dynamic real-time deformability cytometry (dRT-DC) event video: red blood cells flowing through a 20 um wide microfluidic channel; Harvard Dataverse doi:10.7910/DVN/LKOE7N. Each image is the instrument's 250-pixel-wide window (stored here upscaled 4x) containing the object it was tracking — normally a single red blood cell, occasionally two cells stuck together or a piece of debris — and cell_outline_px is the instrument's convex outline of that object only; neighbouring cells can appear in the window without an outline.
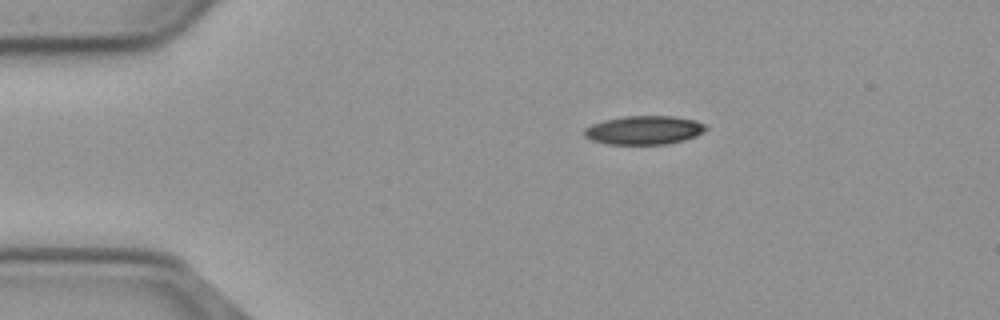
{"species": "common noctule bat (a hibernating species)", "species_latin": "Nyctalus noctula", "temperature_condition": "cold", "stored_images_in_passage": 16, "camera_frame_rate_fps": 3000, "um_per_image_px": 0.085, "animal": {"sex": "male", "body_mass_g": 23.1, "forearm_length_mm": 52.7}, "frame": {"image": 1, "passage_image": 1, "time_ms": 0.0, "image_size_px": [1000, 320], "cell_outline_px": [[708, 128], [704, 132], [696, 136], [684, 140], [668, 144], [604, 144], [592, 140], [584, 136], [584, 128], [592, 124], [604, 120], [624, 116], [672, 116], [696, 120], [704, 124]], "centroid_in_image_um": [54.75, 11.06], "position_along_channel_um": 30.3, "area_um2": 20.46}}
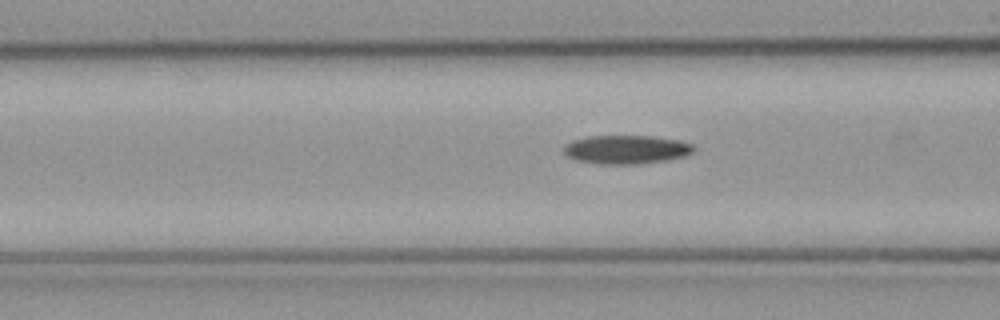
{"frame": {"image": 2, "passage_image": 12, "time_ms": 3.667, "image_size_px": [1000, 320], "cell_outline_px": [[696, 148], [692, 152], [684, 156], [664, 160], [636, 164], [600, 164], [576, 160], [568, 156], [564, 152], [564, 148], [572, 140], [588, 136], [652, 136], [680, 140], [692, 144]], "centroid_in_image_um": [53.25, 12.7], "position_along_channel_um": 113.4, "area_um2": 21.56}}
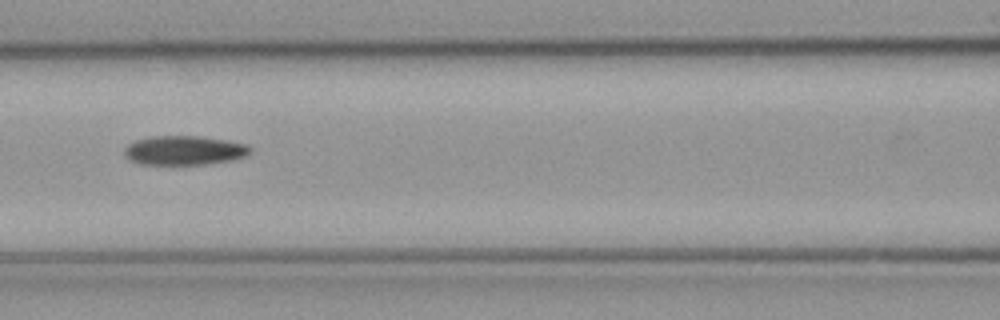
{"frame": {"image": 3, "passage_image": 15, "time_ms": 4.667, "image_size_px": [1000, 320], "cell_outline_px": [[252, 152], [244, 156], [228, 160], [204, 164], [140, 164], [128, 160], [124, 156], [124, 148], [128, 144], [136, 140], [152, 136], [200, 136], [228, 140], [248, 144], [252, 148]], "centroid_in_image_um": [15.64, 12.77], "position_along_channel_um": 151.0, "area_um2": 21.5}}